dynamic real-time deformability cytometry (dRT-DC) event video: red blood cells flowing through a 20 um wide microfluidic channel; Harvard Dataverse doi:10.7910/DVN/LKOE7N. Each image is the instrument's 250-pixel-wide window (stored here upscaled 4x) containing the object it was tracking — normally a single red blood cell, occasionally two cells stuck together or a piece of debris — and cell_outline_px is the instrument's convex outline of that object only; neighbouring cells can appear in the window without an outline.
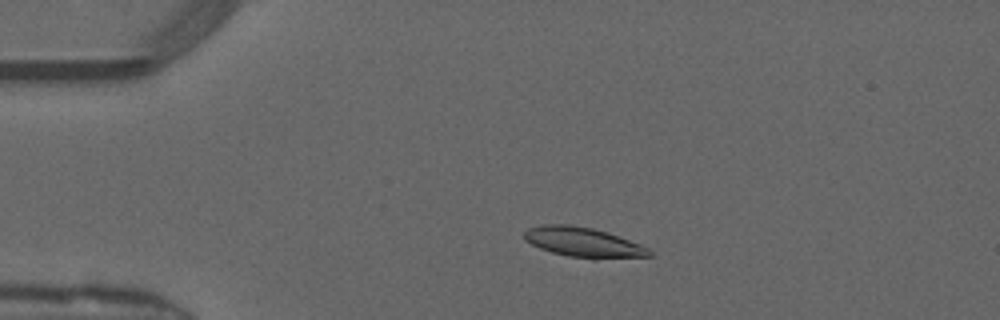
{"species": "common noctule bat (a hibernating species)", "species_latin": "Nyctalus noctula", "temperature_condition": "warm", "stored_images_in_passage": 49, "camera_frame_rate_fps": 3000, "um_per_image_px": 0.085, "animal": {"sex": "male", "forearm_length_mm": 52.5}, "frame": {"image": 1, "passage_image": 10, "time_ms": 3.0, "image_size_px": [1000, 320], "cell_outline_px": [[652, 256], [596, 260], [592, 260], [568, 256], [552, 252], [540, 248], [524, 240], [524, 232], [528, 228], [540, 224], [568, 224], [592, 228], [608, 232], [640, 244], [648, 248], [652, 252]], "centroid_in_image_um": [49.6, 20.61], "position_along_channel_um": 35.4, "area_um2": 22.08}}
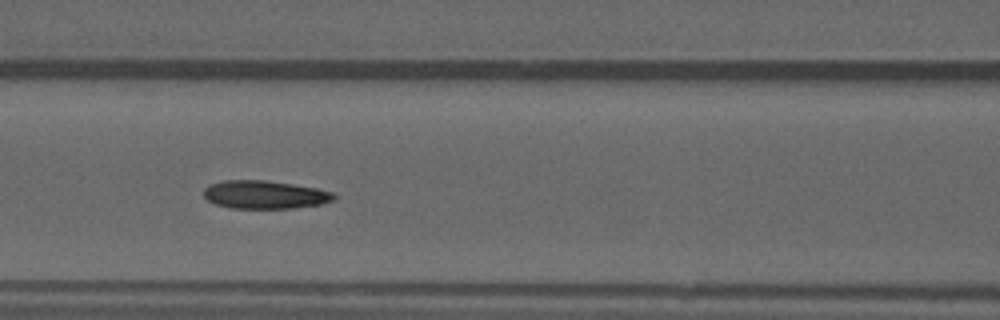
{"frame": {"image": 2, "passage_image": 21, "time_ms": 6.667, "image_size_px": [1000, 320], "cell_outline_px": [[336, 196], [332, 200], [320, 204], [292, 208], [232, 208], [216, 204], [208, 200], [204, 196], [204, 188], [212, 184], [224, 180], [264, 180], [292, 184], [316, 188], [332, 192]], "centroid_in_image_um": [22.49, 16.54], "position_along_channel_um": 144.1, "area_um2": 21.1}}
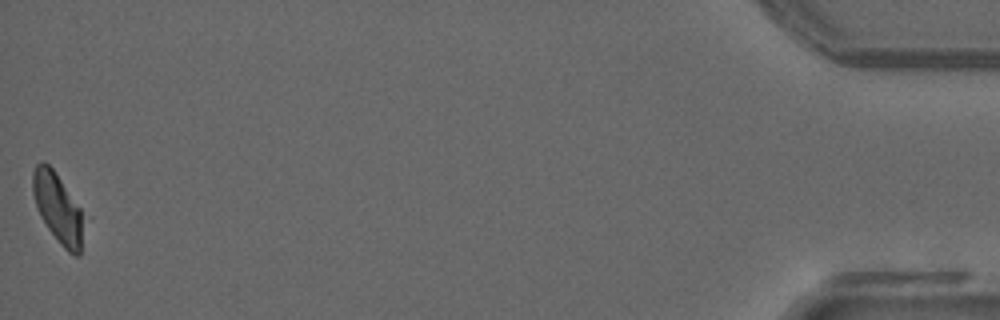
{"frame": {"image": 3, "passage_image": 49, "time_ms": 16.0, "image_size_px": [1000, 320], "cell_outline_px": [[92, 216], [80, 256], [76, 256], [68, 252], [60, 244], [48, 228], [40, 216], [32, 192], [32, 172], [36, 164], [40, 160], [44, 160], [52, 168]], "centroid_in_image_um": [5.1, 17.74], "position_along_channel_um": 430.1, "area_um2": 22.83}, "authors_computed_cell_mechanics": {"area_um2": 22.0796, "velocity_mm_per_s": 4.1125, "shape_relaxation_time_tau1_ms": 5.5585, "shape_relaxation_time_tau2_ms": 8.709, "deformation_change_tau1": 0.127, "deformation_change_tau2": 0.2386}}